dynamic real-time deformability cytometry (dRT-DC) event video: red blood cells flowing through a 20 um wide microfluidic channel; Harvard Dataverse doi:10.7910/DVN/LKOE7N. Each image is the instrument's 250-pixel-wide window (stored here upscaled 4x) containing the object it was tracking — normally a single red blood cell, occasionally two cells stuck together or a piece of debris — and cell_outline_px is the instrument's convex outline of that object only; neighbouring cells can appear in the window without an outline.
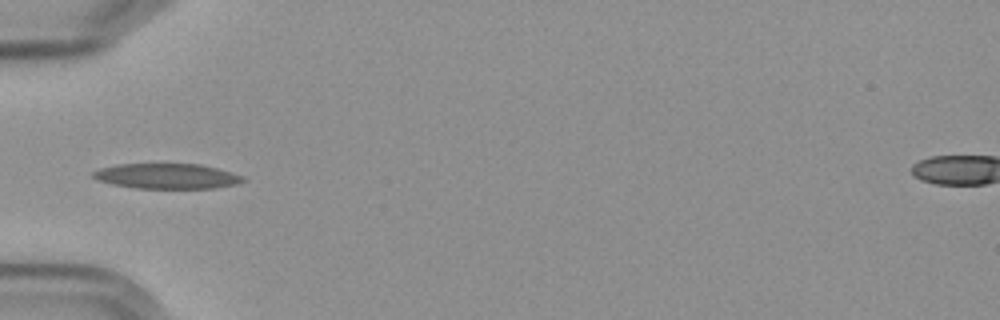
{"species": "Egyptian fruit bat (a non-hibernating species)", "species_latin": "Rousettus aegyptiacus", "temperature_condition": "cold", "stored_images_in_passage": 38, "camera_frame_rate_fps": 3000, "um_per_image_px": 0.085, "frame": {"image": 1, "passage_image": 1, "time_ms": 0.0, "image_size_px": [1000, 320], "cell_outline_px": [[244, 180], [236, 184], [212, 188], [136, 188], [112, 184], [96, 180], [92, 176], [92, 172], [100, 168], [116, 164], [200, 164], [216, 168], [244, 176]], "centroid_in_image_um": [14.14, 14.97], "position_along_channel_um": 70.9, "area_um2": 21.91}}
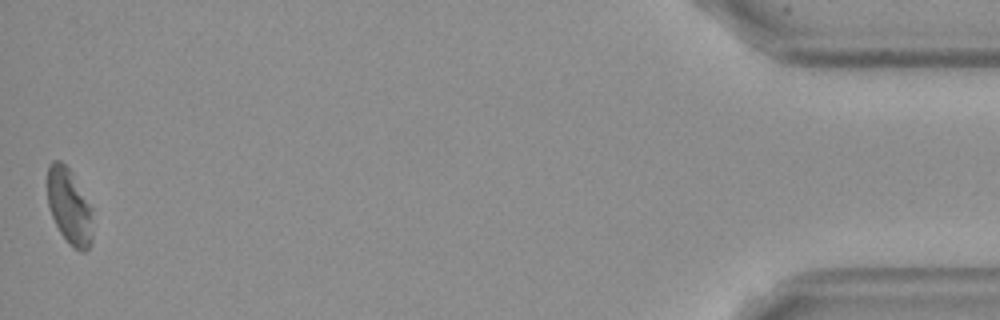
{"frame": {"image": 2, "passage_image": 38, "time_ms": 12.333, "image_size_px": [1000, 320], "cell_outline_px": [[92, 240], [88, 248], [84, 252], [80, 252], [72, 248], [68, 244], [60, 232], [52, 216], [48, 204], [48, 164], [52, 160], [60, 160], [68, 168], [92, 208]], "centroid_in_image_um": [5.89, 17.59], "position_along_channel_um": 429.3, "area_um2": 19.88}, "authors_computed_cell_mechanics": {"area_um2": 20.7502, "velocity_mm_per_s": 3.5948, "shape_relaxation_time_tau1_ms": null, "shape_relaxation_time_tau2_ms": 3.6143, "deformation_change_tau1": null, "deformation_change_tau2": 0.0985}}